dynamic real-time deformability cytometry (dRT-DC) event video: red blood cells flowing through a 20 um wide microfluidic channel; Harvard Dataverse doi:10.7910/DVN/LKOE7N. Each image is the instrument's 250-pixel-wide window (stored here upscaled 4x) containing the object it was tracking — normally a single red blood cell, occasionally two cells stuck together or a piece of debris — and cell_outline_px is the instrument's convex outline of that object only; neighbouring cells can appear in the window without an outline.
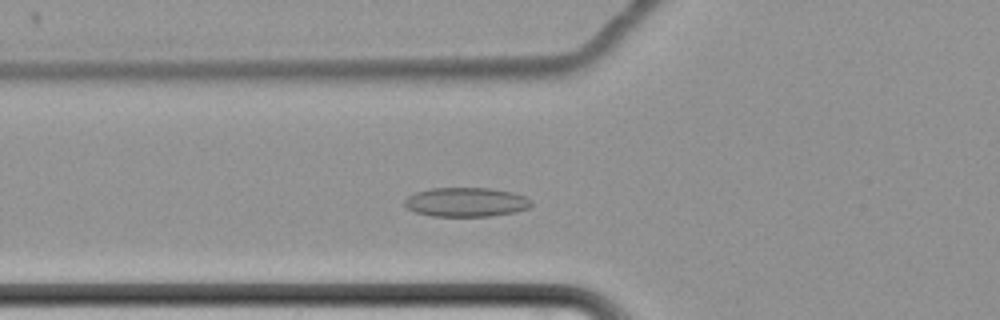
{"species": "common noctule bat (a hibernating species)", "species_latin": "Nyctalus noctula", "temperature_condition": "cold", "stored_images_in_passage": 56, "camera_frame_rate_fps": 3000, "um_per_image_px": 0.085, "animal": {"sex": "female", "body_mass_g": 22.7, "forearm_length_mm": 54.2}, "frame": {"image": 1, "passage_image": 18, "time_ms": 5.667, "image_size_px": [1000, 320], "cell_outline_px": [[532, 204], [528, 208], [516, 212], [492, 216], [432, 216], [416, 212], [408, 208], [404, 204], [404, 200], [408, 196], [416, 192], [432, 188], [488, 188], [512, 192], [524, 196], [532, 200]], "centroid_in_image_um": [39.63, 17.18], "position_along_channel_um": 86.2, "area_um2": 21.56}}
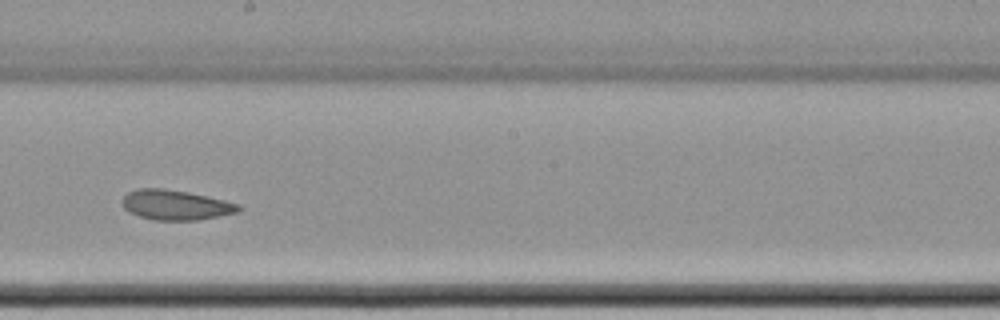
{"frame": {"image": 2, "passage_image": 31, "time_ms": 10.0, "image_size_px": [1000, 320], "cell_outline_px": [[244, 208], [236, 212], [200, 220], [152, 220], [128, 212], [120, 204], [124, 196], [128, 192], [140, 188], [164, 188], [188, 192], [224, 200], [240, 204]], "centroid_in_image_um": [14.91, 17.42], "position_along_channel_um": 233.3, "area_um2": 20.4}}
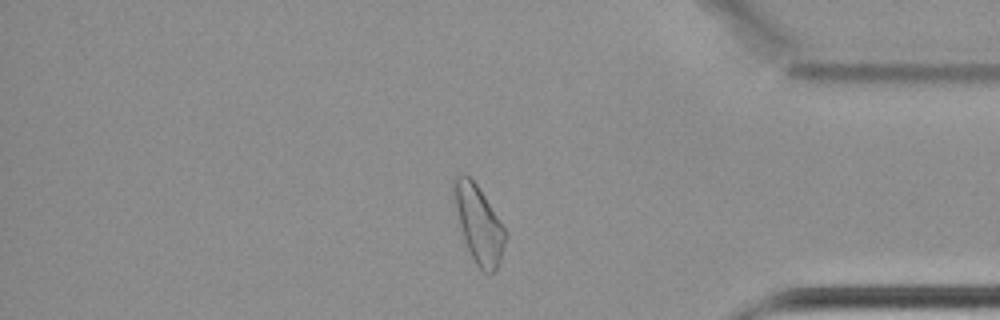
{"frame": {"image": 3, "passage_image": 47, "time_ms": 15.333, "image_size_px": [1000, 320], "cell_outline_px": [[508, 236], [500, 264], [496, 272], [488, 276], [476, 264], [464, 240], [456, 208], [452, 188], [452, 180], [460, 172], [464, 172], [476, 184], [484, 196], [504, 228]], "centroid_in_image_um": [40.71, 19.09], "position_along_channel_um": 394.5, "area_um2": 23.06}, "authors_computed_cell_mechanics": {"area_um2": 22.2819, "velocity_mm_per_s": 3.4097, "shape_relaxation_time_tau1_ms": null, "shape_relaxation_time_tau2_ms": 6.4059, "deformation_change_tau1": null, "deformation_change_tau2": 0.1064}}